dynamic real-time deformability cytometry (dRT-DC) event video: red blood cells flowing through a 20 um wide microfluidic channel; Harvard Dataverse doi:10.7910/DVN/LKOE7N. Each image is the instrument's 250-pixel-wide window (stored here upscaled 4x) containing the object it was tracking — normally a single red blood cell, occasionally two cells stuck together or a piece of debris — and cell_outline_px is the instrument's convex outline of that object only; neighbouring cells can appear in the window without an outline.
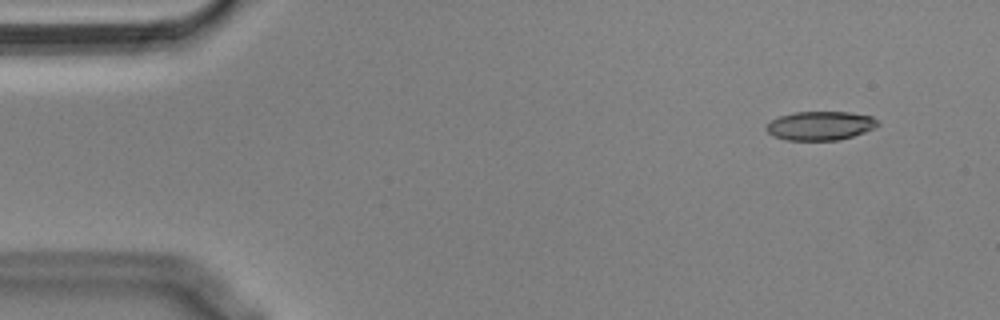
{"species": "Egyptian fruit bat (a non-hibernating species)", "species_latin": "Rousettus aegyptiacus", "temperature_condition": "cold", "stored_images_in_passage": 52, "camera_frame_rate_fps": 3000, "um_per_image_px": 0.085, "animal": {"sex": "male"}, "frame": {"image": 1, "passage_image": 1, "time_ms": 0.0, "image_size_px": [1000, 320], "cell_outline_px": [[880, 124], [876, 128], [840, 140], [784, 140], [772, 136], [764, 128], [772, 120], [780, 116], [792, 112], [848, 112], [872, 116]], "centroid_in_image_um": [69.71, 10.69], "position_along_channel_um": 15.3, "area_um2": 18.84}}
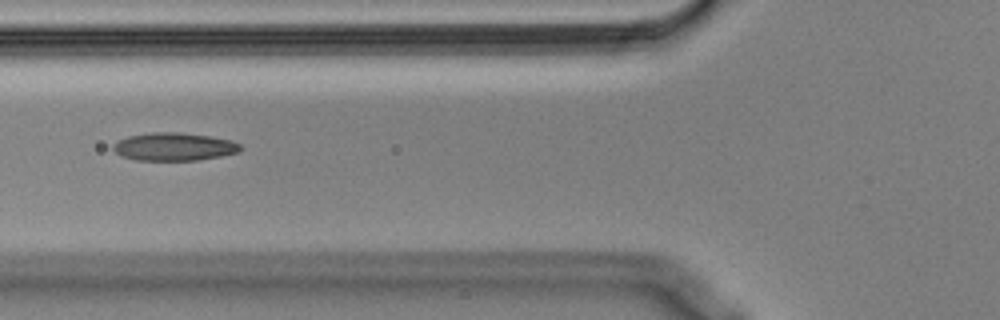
{"frame": {"image": 2, "passage_image": 17, "time_ms": 5.333, "image_size_px": [1000, 320], "cell_outline_px": [[240, 152], [220, 156], [196, 160], [136, 160], [120, 156], [112, 148], [112, 144], [116, 140], [128, 136], [152, 132], [180, 132], [208, 136], [232, 140], [240, 144]], "centroid_in_image_um": [14.75, 12.46], "position_along_channel_um": 111.0, "area_um2": 20.81}}
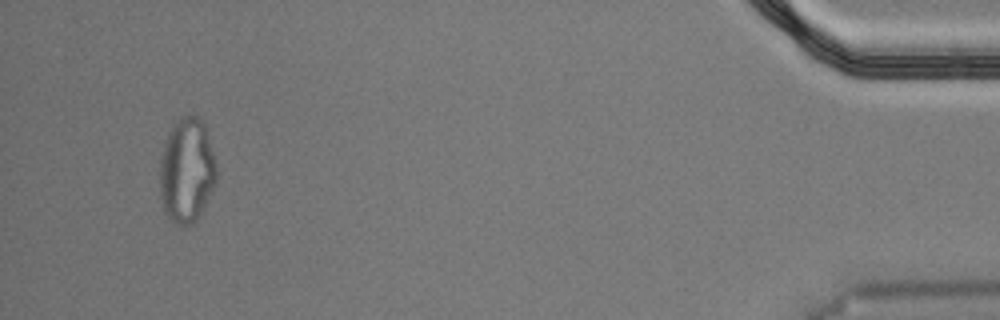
{"frame": {"image": 3, "passage_image": 49, "time_ms": 16.0, "image_size_px": [1000, 320], "cell_outline_px": [[216, 180], [204, 208], [196, 220], [188, 224], [176, 224], [168, 216], [160, 200], [160, 160], [164, 144], [176, 120], [180, 116], [196, 116], [204, 124], [216, 164]], "centroid_in_image_um": [15.87, 14.5], "position_along_channel_um": 419.3, "area_um2": 34.1}, "authors_computed_cell_mechanics": {"area_um2": 20.4901, "velocity_mm_per_s": 3.6085, "shape_relaxation_time_tau1_ms": null, "shape_relaxation_time_tau2_ms": 2.8987, "deformation_change_tau1": null, "deformation_change_tau2": 0.112}}